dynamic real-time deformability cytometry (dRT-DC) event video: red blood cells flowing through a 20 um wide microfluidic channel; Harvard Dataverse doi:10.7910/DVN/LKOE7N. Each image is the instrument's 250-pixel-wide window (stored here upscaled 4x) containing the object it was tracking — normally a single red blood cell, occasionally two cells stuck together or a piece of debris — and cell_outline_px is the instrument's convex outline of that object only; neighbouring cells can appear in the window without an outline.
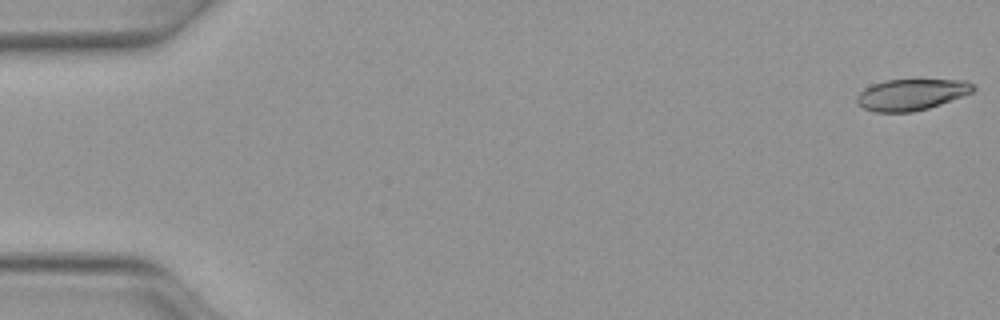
{"species": "Egyptian fruit bat (a non-hibernating species)", "species_latin": "Rousettus aegyptiacus", "temperature_condition": "warm", "stored_images_in_passage": 50, "camera_frame_rate_fps": 3000, "um_per_image_px": 0.085, "animal": {"sex": "female"}, "frame": {"image": 1, "passage_image": 1, "time_ms": 0.0, "image_size_px": [1000, 320], "cell_outline_px": [[976, 88], [972, 92], [964, 96], [928, 108], [912, 112], [876, 112], [864, 108], [856, 104], [856, 96], [864, 88], [872, 84], [884, 80], [968, 80]], "centroid_in_image_um": [77.45, 8.04], "position_along_channel_um": 7.5, "area_um2": 21.27}}
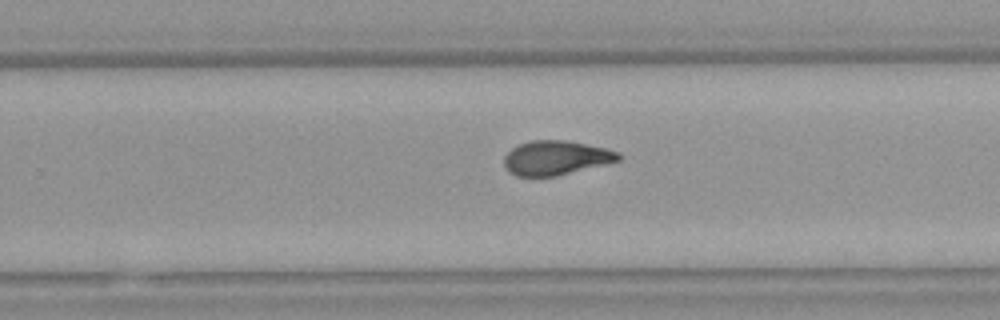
{"frame": {"image": 2, "passage_image": 32, "time_ms": 10.333, "image_size_px": [1000, 320], "cell_outline_px": [[620, 160], [556, 176], [516, 176], [508, 172], [504, 164], [504, 156], [512, 148], [520, 144], [532, 140], [564, 140], [608, 148], [620, 152]], "centroid_in_image_um": [47.24, 13.41], "position_along_channel_um": 282.6, "area_um2": 22.77}}
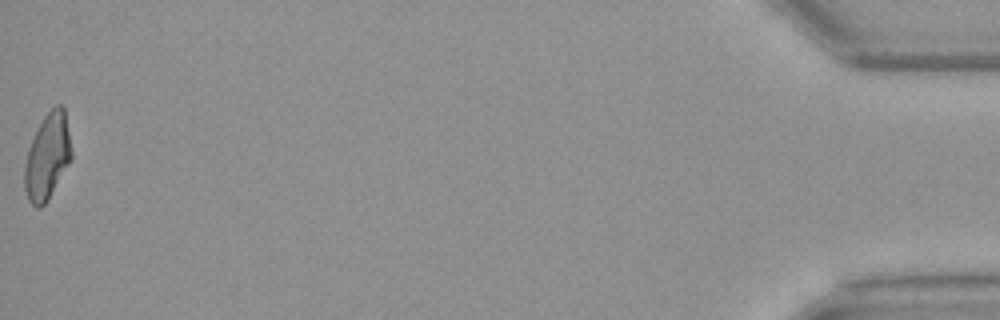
{"frame": {"image": 3, "passage_image": 50, "time_ms": 16.333, "image_size_px": [1000, 320], "cell_outline_px": [[72, 156], [68, 164], [48, 200], [40, 208], [36, 208], [28, 200], [24, 188], [24, 164], [28, 148], [44, 116], [56, 104], [60, 104], [64, 108], [72, 152]], "centroid_in_image_um": [4.01, 13.33], "position_along_channel_um": 431.2, "area_um2": 23.24}, "authors_computed_cell_mechanics": {"area_um2": 23.12, "velocity_mm_per_s": 4.1271, "shape_relaxation_time_tau1_ms": 9.7032, "shape_relaxation_time_tau2_ms": 2.624, "deformation_change_tau1": 0.2801, "deformation_change_tau2": 0.1005}}